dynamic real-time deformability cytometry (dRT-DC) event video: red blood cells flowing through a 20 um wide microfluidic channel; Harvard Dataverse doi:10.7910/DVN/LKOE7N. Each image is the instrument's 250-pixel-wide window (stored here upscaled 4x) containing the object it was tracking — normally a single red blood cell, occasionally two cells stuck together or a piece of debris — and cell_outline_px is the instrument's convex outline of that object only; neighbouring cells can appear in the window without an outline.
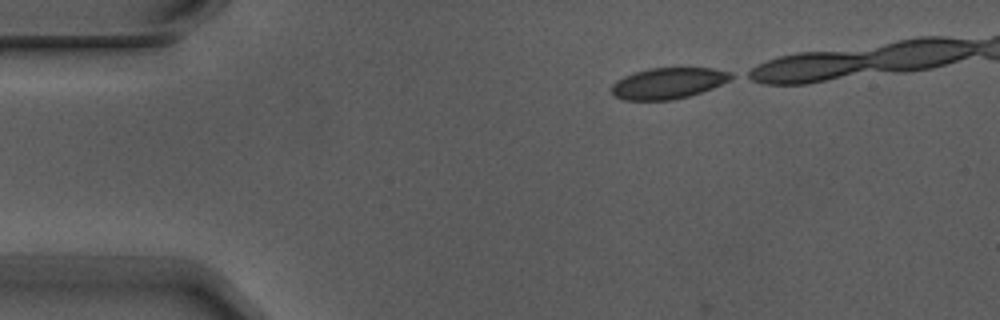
{"species": "Egyptian fruit bat (a non-hibernating species)", "species_latin": "Rousettus aegyptiacus", "temperature_condition": "warm", "stored_images_in_passage": 5, "camera_frame_rate_fps": 3000, "um_per_image_px": 0.085, "animal": {"sex": "male"}, "frame": {"image": 1, "passage_image": 1, "time_ms": 0.0, "image_size_px": [1000, 320], "cell_outline_px": [[736, 76], [712, 88], [688, 96], [672, 100], [624, 100], [612, 96], [612, 84], [616, 80], [624, 76], [648, 68], [712, 68], [732, 72]], "centroid_in_image_um": [56.77, 7.07], "position_along_channel_um": 28.2, "area_um2": 21.62}}